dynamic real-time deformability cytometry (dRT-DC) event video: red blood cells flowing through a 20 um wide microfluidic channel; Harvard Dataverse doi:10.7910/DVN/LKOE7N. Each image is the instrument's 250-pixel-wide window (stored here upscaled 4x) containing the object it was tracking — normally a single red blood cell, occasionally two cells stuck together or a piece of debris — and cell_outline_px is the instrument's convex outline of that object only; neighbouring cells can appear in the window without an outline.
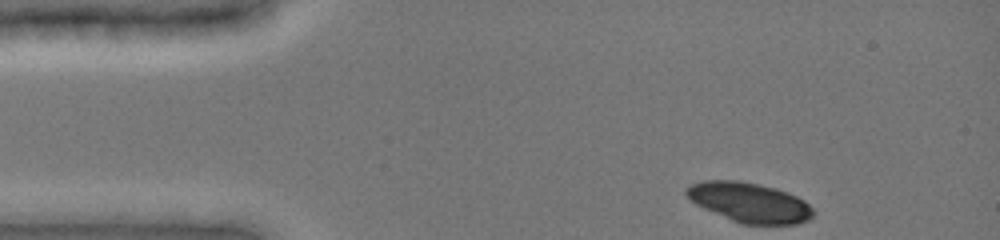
{"species": "common noctule bat (a hibernating species)", "species_latin": "Nyctalus noctula", "temperature_condition": "cold", "stored_images_in_passage": 19, "camera_frame_rate_fps": 3000, "um_per_image_px": 0.085, "animal": {"sex": "female", "body_mass_g": 19.0, "forearm_length_mm": 51.5}, "frame": {"image": 1, "passage_image": 1, "time_ms": 0.0, "image_size_px": [1000, 240], "cell_outline_px": [[816, 212], [808, 220], [796, 224], [740, 224], [704, 208], [696, 204], [684, 192], [684, 188], [692, 184], [704, 180], [736, 180], [776, 188], [788, 192], [804, 200]], "centroid_in_image_um": [63.71, 17.21], "position_along_channel_um": 21.3, "area_um2": 29.3}}